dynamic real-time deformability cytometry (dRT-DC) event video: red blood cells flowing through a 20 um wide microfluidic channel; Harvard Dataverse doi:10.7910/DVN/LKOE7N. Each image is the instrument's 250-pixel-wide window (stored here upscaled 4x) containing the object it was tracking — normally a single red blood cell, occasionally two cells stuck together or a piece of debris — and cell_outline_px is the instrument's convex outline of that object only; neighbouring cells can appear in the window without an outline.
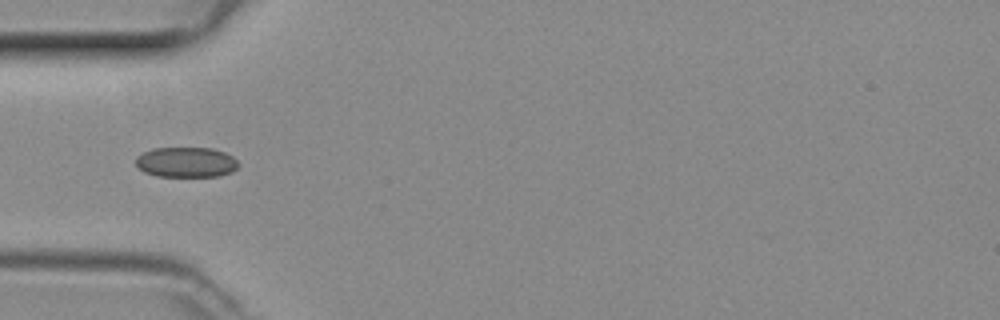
{"species": "common noctule bat (a hibernating species)", "species_latin": "Nyctalus noctula", "temperature_condition": "room temperature", "stored_images_in_passage": 32, "camera_frame_rate_fps": 3000, "um_per_image_px": 0.085, "animal": {"sex": "female", "body_mass_g": 29.2, "forearm_length_mm": 56.3}, "frame": {"image": 1, "passage_image": 1, "time_ms": 0.0, "image_size_px": [1000, 320], "cell_outline_px": [[240, 164], [232, 172], [220, 176], [156, 176], [144, 172], [136, 164], [136, 156], [152, 148], [212, 148], [224, 152], [232, 156]], "centroid_in_image_um": [15.83, 13.79], "position_along_channel_um": 69.2, "area_um2": 18.09}}
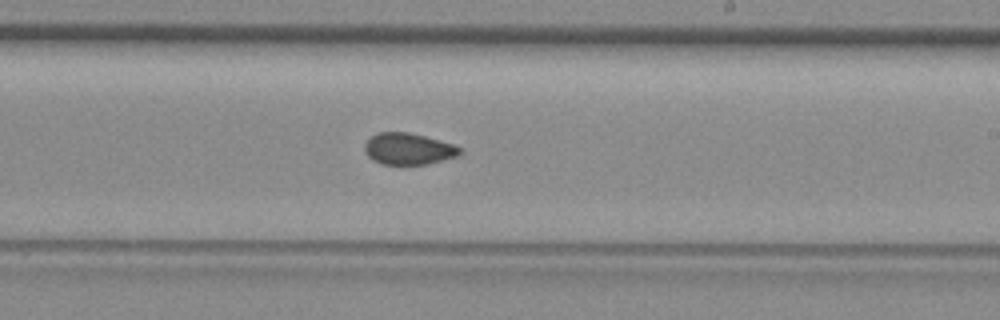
{"frame": {"image": 2, "passage_image": 14, "time_ms": 4.333, "image_size_px": [1000, 320], "cell_outline_px": [[464, 152], [456, 156], [428, 164], [380, 164], [372, 160], [364, 152], [364, 144], [376, 132], [408, 132], [424, 136], [452, 144], [460, 148]], "centroid_in_image_um": [34.67, 12.65], "position_along_channel_um": 254.3, "area_um2": 17.46}}
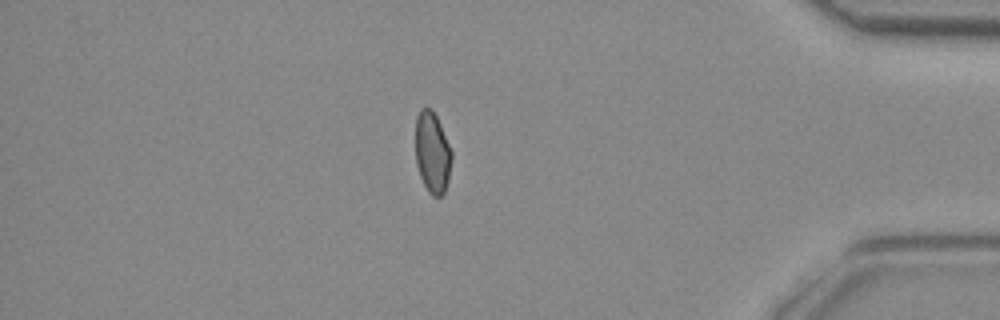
{"frame": {"image": 3, "passage_image": 27, "time_ms": 8.667, "image_size_px": [1000, 320], "cell_outline_px": [[452, 160], [448, 180], [444, 192], [440, 196], [432, 196], [428, 192], [420, 176], [416, 164], [416, 116], [420, 108], [432, 108], [440, 124], [452, 152]], "centroid_in_image_um": [36.74, 12.96], "position_along_channel_um": 398.5, "area_um2": 17.11}}